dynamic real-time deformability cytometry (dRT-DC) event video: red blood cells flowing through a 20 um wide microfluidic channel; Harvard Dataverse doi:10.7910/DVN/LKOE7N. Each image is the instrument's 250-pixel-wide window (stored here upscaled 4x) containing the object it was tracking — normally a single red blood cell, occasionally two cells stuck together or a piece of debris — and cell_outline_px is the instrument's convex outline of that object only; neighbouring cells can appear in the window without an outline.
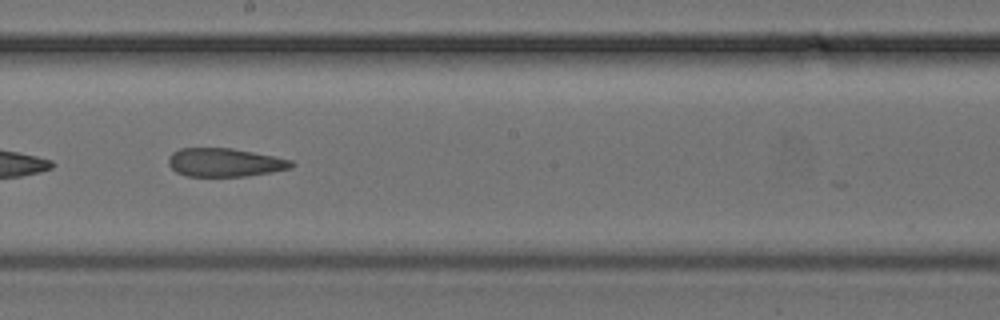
{"species": "common noctule bat (a hibernating species)", "species_latin": "Nyctalus noctula", "temperature_condition": "cold", "stored_images_in_passage": 24, "camera_frame_rate_fps": 3000, "um_per_image_px": 0.085, "animal": {"sex": "female", "body_mass_g": 24.6, "forearm_length_mm": 56.2}, "frame": {"image": 1, "passage_image": 20, "time_ms": 6.333, "image_size_px": [1000, 320], "cell_outline_px": [[296, 164], [292, 168], [272, 172], [244, 176], [188, 176], [176, 172], [168, 164], [168, 156], [172, 152], [180, 148], [232, 148], [276, 156], [292, 160]], "centroid_in_image_um": [19.13, 13.8], "position_along_channel_um": 229.1, "area_um2": 20.58}}